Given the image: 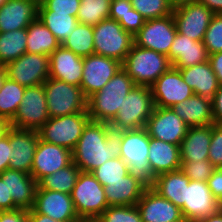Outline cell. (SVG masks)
<instances>
[{"mask_svg": "<svg viewBox=\"0 0 222 222\" xmlns=\"http://www.w3.org/2000/svg\"><path fill=\"white\" fill-rule=\"evenodd\" d=\"M121 131L106 122L89 120L72 150L73 163L82 172H92L105 161L120 157Z\"/></svg>", "mask_w": 222, "mask_h": 222, "instance_id": "1", "label": "cell"}, {"mask_svg": "<svg viewBox=\"0 0 222 222\" xmlns=\"http://www.w3.org/2000/svg\"><path fill=\"white\" fill-rule=\"evenodd\" d=\"M134 86L132 78L121 68L100 91L87 99L90 120L110 123Z\"/></svg>", "mask_w": 222, "mask_h": 222, "instance_id": "2", "label": "cell"}, {"mask_svg": "<svg viewBox=\"0 0 222 222\" xmlns=\"http://www.w3.org/2000/svg\"><path fill=\"white\" fill-rule=\"evenodd\" d=\"M149 135L145 128L121 131V152L129 168V173L146 189L153 188L155 176L148 161Z\"/></svg>", "mask_w": 222, "mask_h": 222, "instance_id": "3", "label": "cell"}, {"mask_svg": "<svg viewBox=\"0 0 222 222\" xmlns=\"http://www.w3.org/2000/svg\"><path fill=\"white\" fill-rule=\"evenodd\" d=\"M152 91L149 86L135 85L124 98L122 106L109 123L115 131H130L145 128L154 109Z\"/></svg>", "mask_w": 222, "mask_h": 222, "instance_id": "4", "label": "cell"}, {"mask_svg": "<svg viewBox=\"0 0 222 222\" xmlns=\"http://www.w3.org/2000/svg\"><path fill=\"white\" fill-rule=\"evenodd\" d=\"M171 66L168 56L135 44L122 62V69L135 85L149 87Z\"/></svg>", "mask_w": 222, "mask_h": 222, "instance_id": "5", "label": "cell"}, {"mask_svg": "<svg viewBox=\"0 0 222 222\" xmlns=\"http://www.w3.org/2000/svg\"><path fill=\"white\" fill-rule=\"evenodd\" d=\"M71 198L82 222H94L109 207L103 186L91 172L80 171Z\"/></svg>", "mask_w": 222, "mask_h": 222, "instance_id": "6", "label": "cell"}, {"mask_svg": "<svg viewBox=\"0 0 222 222\" xmlns=\"http://www.w3.org/2000/svg\"><path fill=\"white\" fill-rule=\"evenodd\" d=\"M94 54L123 62L134 45V36L113 19L93 26Z\"/></svg>", "mask_w": 222, "mask_h": 222, "instance_id": "7", "label": "cell"}, {"mask_svg": "<svg viewBox=\"0 0 222 222\" xmlns=\"http://www.w3.org/2000/svg\"><path fill=\"white\" fill-rule=\"evenodd\" d=\"M50 118L87 111V98L80 86L48 78L44 83Z\"/></svg>", "mask_w": 222, "mask_h": 222, "instance_id": "8", "label": "cell"}, {"mask_svg": "<svg viewBox=\"0 0 222 222\" xmlns=\"http://www.w3.org/2000/svg\"><path fill=\"white\" fill-rule=\"evenodd\" d=\"M89 120L88 112L49 118L38 130L39 138L72 151Z\"/></svg>", "mask_w": 222, "mask_h": 222, "instance_id": "9", "label": "cell"}, {"mask_svg": "<svg viewBox=\"0 0 222 222\" xmlns=\"http://www.w3.org/2000/svg\"><path fill=\"white\" fill-rule=\"evenodd\" d=\"M43 84L26 87L21 104L11 120L13 128L38 131L49 120Z\"/></svg>", "mask_w": 222, "mask_h": 222, "instance_id": "10", "label": "cell"}, {"mask_svg": "<svg viewBox=\"0 0 222 222\" xmlns=\"http://www.w3.org/2000/svg\"><path fill=\"white\" fill-rule=\"evenodd\" d=\"M176 33L177 28L172 14L148 19L134 35V44L168 56Z\"/></svg>", "mask_w": 222, "mask_h": 222, "instance_id": "11", "label": "cell"}, {"mask_svg": "<svg viewBox=\"0 0 222 222\" xmlns=\"http://www.w3.org/2000/svg\"><path fill=\"white\" fill-rule=\"evenodd\" d=\"M5 69L10 80L24 87L38 86L49 78L50 56L26 52Z\"/></svg>", "mask_w": 222, "mask_h": 222, "instance_id": "12", "label": "cell"}, {"mask_svg": "<svg viewBox=\"0 0 222 222\" xmlns=\"http://www.w3.org/2000/svg\"><path fill=\"white\" fill-rule=\"evenodd\" d=\"M122 68V63L102 55L92 54L83 57L81 90L88 99L100 91Z\"/></svg>", "mask_w": 222, "mask_h": 222, "instance_id": "13", "label": "cell"}, {"mask_svg": "<svg viewBox=\"0 0 222 222\" xmlns=\"http://www.w3.org/2000/svg\"><path fill=\"white\" fill-rule=\"evenodd\" d=\"M155 107L172 108L194 93L183 80L179 69L171 66L151 86Z\"/></svg>", "mask_w": 222, "mask_h": 222, "instance_id": "14", "label": "cell"}, {"mask_svg": "<svg viewBox=\"0 0 222 222\" xmlns=\"http://www.w3.org/2000/svg\"><path fill=\"white\" fill-rule=\"evenodd\" d=\"M189 126L172 108L154 107L145 129L149 137L180 145Z\"/></svg>", "mask_w": 222, "mask_h": 222, "instance_id": "15", "label": "cell"}, {"mask_svg": "<svg viewBox=\"0 0 222 222\" xmlns=\"http://www.w3.org/2000/svg\"><path fill=\"white\" fill-rule=\"evenodd\" d=\"M221 207V203L208 188L207 182L190 180L186 185L185 203L181 211L187 222H196L215 213Z\"/></svg>", "mask_w": 222, "mask_h": 222, "instance_id": "16", "label": "cell"}, {"mask_svg": "<svg viewBox=\"0 0 222 222\" xmlns=\"http://www.w3.org/2000/svg\"><path fill=\"white\" fill-rule=\"evenodd\" d=\"M73 162L72 151L39 138L35 150L31 175L38 183L47 175L65 168Z\"/></svg>", "mask_w": 222, "mask_h": 222, "instance_id": "17", "label": "cell"}, {"mask_svg": "<svg viewBox=\"0 0 222 222\" xmlns=\"http://www.w3.org/2000/svg\"><path fill=\"white\" fill-rule=\"evenodd\" d=\"M172 15L179 34L203 41L214 13L197 2L174 9Z\"/></svg>", "mask_w": 222, "mask_h": 222, "instance_id": "18", "label": "cell"}, {"mask_svg": "<svg viewBox=\"0 0 222 222\" xmlns=\"http://www.w3.org/2000/svg\"><path fill=\"white\" fill-rule=\"evenodd\" d=\"M32 209L57 221H81L75 211L71 194L37 189Z\"/></svg>", "mask_w": 222, "mask_h": 222, "instance_id": "19", "label": "cell"}, {"mask_svg": "<svg viewBox=\"0 0 222 222\" xmlns=\"http://www.w3.org/2000/svg\"><path fill=\"white\" fill-rule=\"evenodd\" d=\"M136 207L143 222L186 221L180 208L152 188L144 190Z\"/></svg>", "mask_w": 222, "mask_h": 222, "instance_id": "20", "label": "cell"}, {"mask_svg": "<svg viewBox=\"0 0 222 222\" xmlns=\"http://www.w3.org/2000/svg\"><path fill=\"white\" fill-rule=\"evenodd\" d=\"M38 140V131L21 130L12 127L9 130V141L13 150L8 169L23 171L31 175Z\"/></svg>", "mask_w": 222, "mask_h": 222, "instance_id": "21", "label": "cell"}, {"mask_svg": "<svg viewBox=\"0 0 222 222\" xmlns=\"http://www.w3.org/2000/svg\"><path fill=\"white\" fill-rule=\"evenodd\" d=\"M0 177H6L7 200H13L18 209L31 210L38 187L32 175L19 170L6 169Z\"/></svg>", "mask_w": 222, "mask_h": 222, "instance_id": "22", "label": "cell"}, {"mask_svg": "<svg viewBox=\"0 0 222 222\" xmlns=\"http://www.w3.org/2000/svg\"><path fill=\"white\" fill-rule=\"evenodd\" d=\"M83 71V57L60 45L50 55L49 77L80 86Z\"/></svg>", "mask_w": 222, "mask_h": 222, "instance_id": "23", "label": "cell"}, {"mask_svg": "<svg viewBox=\"0 0 222 222\" xmlns=\"http://www.w3.org/2000/svg\"><path fill=\"white\" fill-rule=\"evenodd\" d=\"M38 18V6L31 0H7L0 7V33L27 28Z\"/></svg>", "mask_w": 222, "mask_h": 222, "instance_id": "24", "label": "cell"}, {"mask_svg": "<svg viewBox=\"0 0 222 222\" xmlns=\"http://www.w3.org/2000/svg\"><path fill=\"white\" fill-rule=\"evenodd\" d=\"M168 59L175 68H186L208 61L209 55L202 41H194L176 33Z\"/></svg>", "mask_w": 222, "mask_h": 222, "instance_id": "25", "label": "cell"}, {"mask_svg": "<svg viewBox=\"0 0 222 222\" xmlns=\"http://www.w3.org/2000/svg\"><path fill=\"white\" fill-rule=\"evenodd\" d=\"M148 161L155 177L179 170L181 167L180 145L149 137Z\"/></svg>", "mask_w": 222, "mask_h": 222, "instance_id": "26", "label": "cell"}, {"mask_svg": "<svg viewBox=\"0 0 222 222\" xmlns=\"http://www.w3.org/2000/svg\"><path fill=\"white\" fill-rule=\"evenodd\" d=\"M177 69L194 94L213 100L220 85L209 60L194 66Z\"/></svg>", "mask_w": 222, "mask_h": 222, "instance_id": "27", "label": "cell"}, {"mask_svg": "<svg viewBox=\"0 0 222 222\" xmlns=\"http://www.w3.org/2000/svg\"><path fill=\"white\" fill-rule=\"evenodd\" d=\"M172 109L189 127L214 124L212 100L200 95L193 94Z\"/></svg>", "mask_w": 222, "mask_h": 222, "instance_id": "28", "label": "cell"}, {"mask_svg": "<svg viewBox=\"0 0 222 222\" xmlns=\"http://www.w3.org/2000/svg\"><path fill=\"white\" fill-rule=\"evenodd\" d=\"M211 125L189 127L180 144L181 161L208 160Z\"/></svg>", "mask_w": 222, "mask_h": 222, "instance_id": "29", "label": "cell"}, {"mask_svg": "<svg viewBox=\"0 0 222 222\" xmlns=\"http://www.w3.org/2000/svg\"><path fill=\"white\" fill-rule=\"evenodd\" d=\"M103 188L109 206L136 205L146 189L130 173L123 180L107 182Z\"/></svg>", "mask_w": 222, "mask_h": 222, "instance_id": "30", "label": "cell"}, {"mask_svg": "<svg viewBox=\"0 0 222 222\" xmlns=\"http://www.w3.org/2000/svg\"><path fill=\"white\" fill-rule=\"evenodd\" d=\"M189 182L190 178L179 169L156 176L152 189L181 209L185 203L186 185Z\"/></svg>", "mask_w": 222, "mask_h": 222, "instance_id": "31", "label": "cell"}, {"mask_svg": "<svg viewBox=\"0 0 222 222\" xmlns=\"http://www.w3.org/2000/svg\"><path fill=\"white\" fill-rule=\"evenodd\" d=\"M27 53L50 56L61 43L53 33L37 18L27 27Z\"/></svg>", "mask_w": 222, "mask_h": 222, "instance_id": "32", "label": "cell"}, {"mask_svg": "<svg viewBox=\"0 0 222 222\" xmlns=\"http://www.w3.org/2000/svg\"><path fill=\"white\" fill-rule=\"evenodd\" d=\"M27 28L0 33V65L6 66L26 53Z\"/></svg>", "mask_w": 222, "mask_h": 222, "instance_id": "33", "label": "cell"}, {"mask_svg": "<svg viewBox=\"0 0 222 222\" xmlns=\"http://www.w3.org/2000/svg\"><path fill=\"white\" fill-rule=\"evenodd\" d=\"M80 169L72 162L65 168L47 175L38 182L37 189H48L52 191H58L66 194H71Z\"/></svg>", "mask_w": 222, "mask_h": 222, "instance_id": "34", "label": "cell"}, {"mask_svg": "<svg viewBox=\"0 0 222 222\" xmlns=\"http://www.w3.org/2000/svg\"><path fill=\"white\" fill-rule=\"evenodd\" d=\"M38 18L53 33L56 39L62 43L78 24L77 16L70 13H55V11H38Z\"/></svg>", "mask_w": 222, "mask_h": 222, "instance_id": "35", "label": "cell"}, {"mask_svg": "<svg viewBox=\"0 0 222 222\" xmlns=\"http://www.w3.org/2000/svg\"><path fill=\"white\" fill-rule=\"evenodd\" d=\"M61 45L80 57L94 54L93 26L78 22Z\"/></svg>", "mask_w": 222, "mask_h": 222, "instance_id": "36", "label": "cell"}, {"mask_svg": "<svg viewBox=\"0 0 222 222\" xmlns=\"http://www.w3.org/2000/svg\"><path fill=\"white\" fill-rule=\"evenodd\" d=\"M26 87L19 83L5 79L0 90V117L9 119L14 118L19 105L21 104Z\"/></svg>", "mask_w": 222, "mask_h": 222, "instance_id": "37", "label": "cell"}, {"mask_svg": "<svg viewBox=\"0 0 222 222\" xmlns=\"http://www.w3.org/2000/svg\"><path fill=\"white\" fill-rule=\"evenodd\" d=\"M112 0H81L77 12V20L90 26H95L108 19Z\"/></svg>", "mask_w": 222, "mask_h": 222, "instance_id": "38", "label": "cell"}, {"mask_svg": "<svg viewBox=\"0 0 222 222\" xmlns=\"http://www.w3.org/2000/svg\"><path fill=\"white\" fill-rule=\"evenodd\" d=\"M102 186H107V182H116L123 180L129 174L127 163L120 157L109 159L101 166L91 172Z\"/></svg>", "mask_w": 222, "mask_h": 222, "instance_id": "39", "label": "cell"}, {"mask_svg": "<svg viewBox=\"0 0 222 222\" xmlns=\"http://www.w3.org/2000/svg\"><path fill=\"white\" fill-rule=\"evenodd\" d=\"M132 4L146 20L169 16L173 13L169 0H132Z\"/></svg>", "mask_w": 222, "mask_h": 222, "instance_id": "40", "label": "cell"}, {"mask_svg": "<svg viewBox=\"0 0 222 222\" xmlns=\"http://www.w3.org/2000/svg\"><path fill=\"white\" fill-rule=\"evenodd\" d=\"M94 222H143L136 205L109 206Z\"/></svg>", "mask_w": 222, "mask_h": 222, "instance_id": "41", "label": "cell"}, {"mask_svg": "<svg viewBox=\"0 0 222 222\" xmlns=\"http://www.w3.org/2000/svg\"><path fill=\"white\" fill-rule=\"evenodd\" d=\"M208 55L222 51V14H214L203 38Z\"/></svg>", "mask_w": 222, "mask_h": 222, "instance_id": "42", "label": "cell"}, {"mask_svg": "<svg viewBox=\"0 0 222 222\" xmlns=\"http://www.w3.org/2000/svg\"><path fill=\"white\" fill-rule=\"evenodd\" d=\"M180 170L192 181L207 182L216 168L209 160L203 161H181Z\"/></svg>", "mask_w": 222, "mask_h": 222, "instance_id": "43", "label": "cell"}, {"mask_svg": "<svg viewBox=\"0 0 222 222\" xmlns=\"http://www.w3.org/2000/svg\"><path fill=\"white\" fill-rule=\"evenodd\" d=\"M208 160L216 168H222V125L211 124V143Z\"/></svg>", "mask_w": 222, "mask_h": 222, "instance_id": "44", "label": "cell"}, {"mask_svg": "<svg viewBox=\"0 0 222 222\" xmlns=\"http://www.w3.org/2000/svg\"><path fill=\"white\" fill-rule=\"evenodd\" d=\"M81 0H47L38 6V11H55V13H70L77 16Z\"/></svg>", "mask_w": 222, "mask_h": 222, "instance_id": "45", "label": "cell"}, {"mask_svg": "<svg viewBox=\"0 0 222 222\" xmlns=\"http://www.w3.org/2000/svg\"><path fill=\"white\" fill-rule=\"evenodd\" d=\"M145 21L146 19L137 10L132 8L122 16L118 23L126 32L134 36L144 25Z\"/></svg>", "mask_w": 222, "mask_h": 222, "instance_id": "46", "label": "cell"}, {"mask_svg": "<svg viewBox=\"0 0 222 222\" xmlns=\"http://www.w3.org/2000/svg\"><path fill=\"white\" fill-rule=\"evenodd\" d=\"M133 8V4L128 0H112L110 5L109 18L116 20L117 22L122 16L130 9Z\"/></svg>", "mask_w": 222, "mask_h": 222, "instance_id": "47", "label": "cell"}, {"mask_svg": "<svg viewBox=\"0 0 222 222\" xmlns=\"http://www.w3.org/2000/svg\"><path fill=\"white\" fill-rule=\"evenodd\" d=\"M208 188L222 205V168L216 169L208 178Z\"/></svg>", "mask_w": 222, "mask_h": 222, "instance_id": "48", "label": "cell"}, {"mask_svg": "<svg viewBox=\"0 0 222 222\" xmlns=\"http://www.w3.org/2000/svg\"><path fill=\"white\" fill-rule=\"evenodd\" d=\"M12 150L13 148L11 147L9 141L8 131L7 136H5L3 139H0V174L4 170L8 169Z\"/></svg>", "mask_w": 222, "mask_h": 222, "instance_id": "49", "label": "cell"}, {"mask_svg": "<svg viewBox=\"0 0 222 222\" xmlns=\"http://www.w3.org/2000/svg\"><path fill=\"white\" fill-rule=\"evenodd\" d=\"M0 222H30L28 210L15 209L0 211Z\"/></svg>", "mask_w": 222, "mask_h": 222, "instance_id": "50", "label": "cell"}, {"mask_svg": "<svg viewBox=\"0 0 222 222\" xmlns=\"http://www.w3.org/2000/svg\"><path fill=\"white\" fill-rule=\"evenodd\" d=\"M214 123L222 125V85L219 86L212 100Z\"/></svg>", "mask_w": 222, "mask_h": 222, "instance_id": "51", "label": "cell"}, {"mask_svg": "<svg viewBox=\"0 0 222 222\" xmlns=\"http://www.w3.org/2000/svg\"><path fill=\"white\" fill-rule=\"evenodd\" d=\"M15 209L13 200H7L6 177H0V211Z\"/></svg>", "mask_w": 222, "mask_h": 222, "instance_id": "52", "label": "cell"}, {"mask_svg": "<svg viewBox=\"0 0 222 222\" xmlns=\"http://www.w3.org/2000/svg\"><path fill=\"white\" fill-rule=\"evenodd\" d=\"M208 60L211 64L212 70L217 76L219 85H222V51L209 55Z\"/></svg>", "mask_w": 222, "mask_h": 222, "instance_id": "53", "label": "cell"}, {"mask_svg": "<svg viewBox=\"0 0 222 222\" xmlns=\"http://www.w3.org/2000/svg\"><path fill=\"white\" fill-rule=\"evenodd\" d=\"M28 218L30 222H82V221H57L49 216L36 213L33 209L28 210Z\"/></svg>", "mask_w": 222, "mask_h": 222, "instance_id": "54", "label": "cell"}, {"mask_svg": "<svg viewBox=\"0 0 222 222\" xmlns=\"http://www.w3.org/2000/svg\"><path fill=\"white\" fill-rule=\"evenodd\" d=\"M198 3L205 5L214 14H222V0H198Z\"/></svg>", "mask_w": 222, "mask_h": 222, "instance_id": "55", "label": "cell"}, {"mask_svg": "<svg viewBox=\"0 0 222 222\" xmlns=\"http://www.w3.org/2000/svg\"><path fill=\"white\" fill-rule=\"evenodd\" d=\"M11 128V121L4 117H0V139H3L5 136H7V133Z\"/></svg>", "mask_w": 222, "mask_h": 222, "instance_id": "56", "label": "cell"}, {"mask_svg": "<svg viewBox=\"0 0 222 222\" xmlns=\"http://www.w3.org/2000/svg\"><path fill=\"white\" fill-rule=\"evenodd\" d=\"M196 222H222V207L207 217L198 219Z\"/></svg>", "mask_w": 222, "mask_h": 222, "instance_id": "57", "label": "cell"}, {"mask_svg": "<svg viewBox=\"0 0 222 222\" xmlns=\"http://www.w3.org/2000/svg\"><path fill=\"white\" fill-rule=\"evenodd\" d=\"M198 0H169L171 8L174 10L181 6H185L192 3H197Z\"/></svg>", "mask_w": 222, "mask_h": 222, "instance_id": "58", "label": "cell"}, {"mask_svg": "<svg viewBox=\"0 0 222 222\" xmlns=\"http://www.w3.org/2000/svg\"><path fill=\"white\" fill-rule=\"evenodd\" d=\"M6 78H7V73H6L5 66L0 65V90L3 86V83H4Z\"/></svg>", "mask_w": 222, "mask_h": 222, "instance_id": "59", "label": "cell"}, {"mask_svg": "<svg viewBox=\"0 0 222 222\" xmlns=\"http://www.w3.org/2000/svg\"><path fill=\"white\" fill-rule=\"evenodd\" d=\"M33 1L37 6H40L44 4L47 0H31Z\"/></svg>", "mask_w": 222, "mask_h": 222, "instance_id": "60", "label": "cell"}, {"mask_svg": "<svg viewBox=\"0 0 222 222\" xmlns=\"http://www.w3.org/2000/svg\"><path fill=\"white\" fill-rule=\"evenodd\" d=\"M7 0H0V7L6 2Z\"/></svg>", "mask_w": 222, "mask_h": 222, "instance_id": "61", "label": "cell"}]
</instances>
